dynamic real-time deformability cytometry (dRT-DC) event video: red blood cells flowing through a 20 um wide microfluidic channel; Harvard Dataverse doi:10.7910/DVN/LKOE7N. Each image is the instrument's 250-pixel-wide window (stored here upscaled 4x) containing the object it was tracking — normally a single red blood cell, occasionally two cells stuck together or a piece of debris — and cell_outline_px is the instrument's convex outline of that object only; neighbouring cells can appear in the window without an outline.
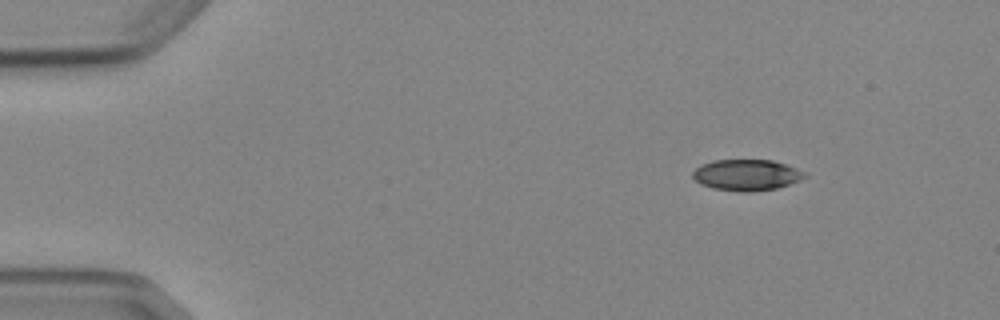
{"species": "Egyptian fruit bat (a non-hibernating species)", "species_latin": "Rousettus aegyptiacus", "temperature_condition": "cold", "stored_images_in_passage": 6, "camera_frame_rate_fps": 3000, "um_per_image_px": 0.085, "animal": {"sex": "female"}, "frame": {"image": 1, "passage_image": 1, "time_ms": 0.0, "image_size_px": [1000, 320], "cell_outline_px": [[808, 176], [800, 180], [776, 188], [752, 192], [740, 192], [712, 188], [700, 184], [692, 176], [692, 172], [700, 164], [712, 160], [772, 160], [796, 168], [804, 172]], "centroid_in_image_um": [63.42, 14.87], "position_along_channel_um": 21.6, "area_um2": 20.35}}
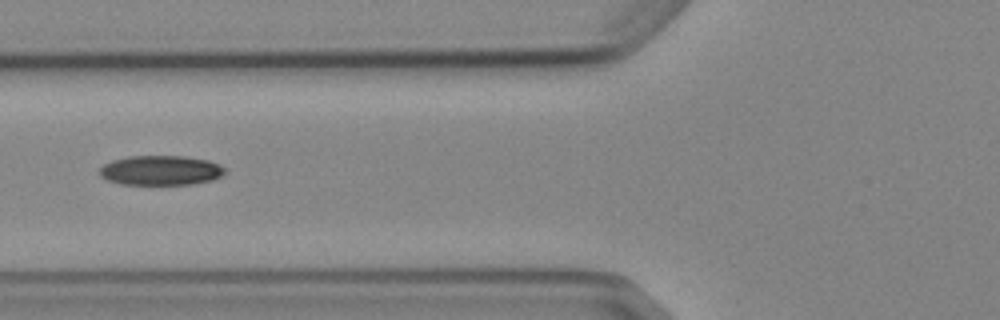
{"frame": {"image": 2, "passage_image": 5, "time_ms": 4.667, "image_size_px": [1000, 320], "cell_outline_px": [[228, 172], [212, 180], [192, 184], [120, 184], [108, 180], [100, 176], [96, 172], [104, 164], [112, 160], [128, 156], [184, 156], [208, 160], [224, 168]], "centroid_in_image_um": [13.62, 14.48], "position_along_channel_um": 112.2, "area_um2": 21.73}}
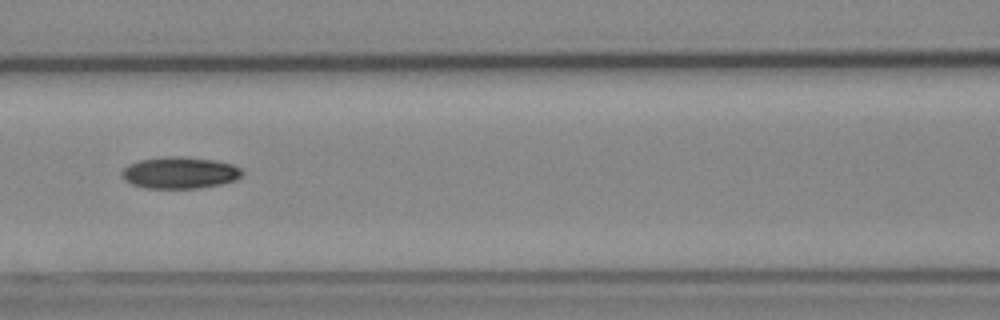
{"frame": {"image": 3, "passage_image": 6, "time_ms": 5.667, "image_size_px": [1000, 320], "cell_outline_px": [[244, 172], [236, 180], [220, 184], [200, 188], [144, 188], [132, 184], [124, 180], [120, 176], [120, 172], [128, 164], [140, 160], [168, 156], [180, 156], [216, 160], [232, 164], [240, 168]], "centroid_in_image_um": [15.26, 14.68], "position_along_channel_um": 151.3, "area_um2": 22.37}}